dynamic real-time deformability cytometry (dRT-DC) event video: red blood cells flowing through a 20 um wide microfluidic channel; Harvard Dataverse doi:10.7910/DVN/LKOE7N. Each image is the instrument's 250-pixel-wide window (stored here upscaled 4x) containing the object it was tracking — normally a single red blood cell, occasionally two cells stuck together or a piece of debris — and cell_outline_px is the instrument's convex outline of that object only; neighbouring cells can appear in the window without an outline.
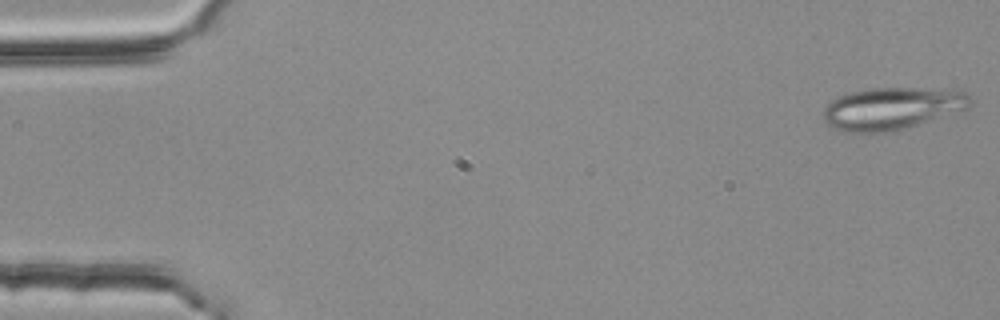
{"species": "common noctule bat (a hibernating species)", "species_latin": "Nyctalus noctula", "temperature_condition": "room temperature", "stored_images_in_passage": 53, "segment_of_instrument_passage": [1, 2], "camera_frame_rate_fps": 3000, "um_per_image_px": 0.085, "animal": {"sex": "female", "body_mass_g": 25.1}, "frame": {"image": 1, "passage_image": 1, "time_ms": 0.0, "image_size_px": [1000, 320], "cell_outline_px": [[972, 104], [964, 112], [888, 132], [844, 132], [832, 128], [824, 124], [824, 108], [836, 96], [848, 92], [868, 88], [952, 88], [968, 92], [972, 100]], "centroid_in_image_um": [75.89, 9.2], "position_along_channel_um": 9.1, "area_um2": 37.17}}